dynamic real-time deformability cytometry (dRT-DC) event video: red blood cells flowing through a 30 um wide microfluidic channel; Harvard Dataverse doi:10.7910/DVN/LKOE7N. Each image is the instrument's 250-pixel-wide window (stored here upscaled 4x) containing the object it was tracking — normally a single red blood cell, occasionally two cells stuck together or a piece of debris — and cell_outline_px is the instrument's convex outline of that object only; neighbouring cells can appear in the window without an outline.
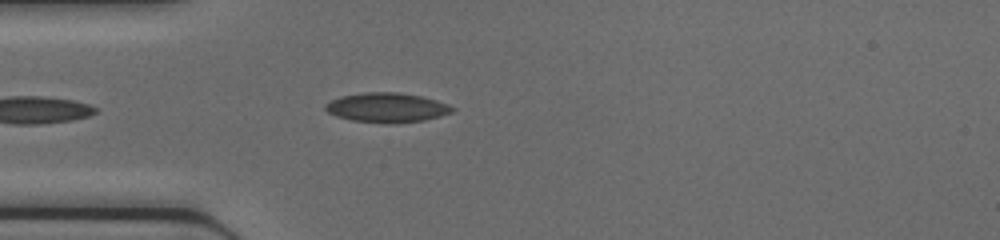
{"species": "common noctule bat (a hibernating species)", "species_latin": "Nyctalus noctula", "temperature_condition": "cold", "stored_images_in_passage": 20, "camera_frame_rate_fps": 3000, "um_per_image_px": 0.085, "animal": {"sex": "female", "body_mass_g": 17.0, "forearm_length_mm": 48.0}, "frame": {"image": 1, "passage_image": 1, "time_ms": 0.0, "image_size_px": [1000, 240], "cell_outline_px": [[456, 108], [452, 112], [440, 116], [424, 120], [392, 124], [388, 124], [352, 120], [336, 116], [328, 112], [324, 108], [324, 104], [340, 96], [364, 92], [396, 92], [420, 96], [436, 100], [448, 104]], "centroid_in_image_um": [32.88, 9.15], "position_along_channel_um": 52.1, "area_um2": 21.91}}
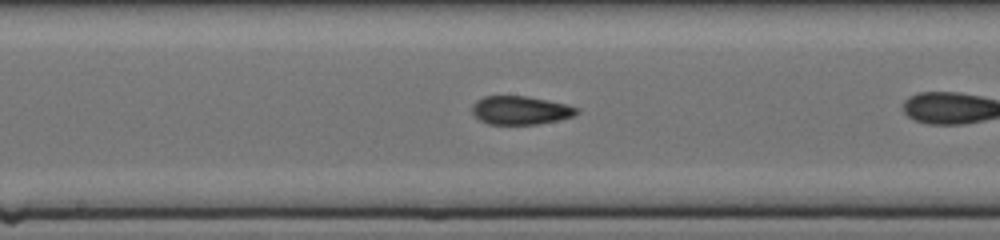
{"frame": {"image": 2, "passage_image": 9, "time_ms": 2.667, "image_size_px": [1000, 240], "cell_outline_px": [[580, 112], [572, 116], [560, 120], [540, 124], [488, 124], [480, 120], [472, 112], [472, 104], [476, 100], [484, 96], [524, 96], [564, 104], [580, 108]], "centroid_in_image_um": [44.23, 9.38], "position_along_channel_um": 204.0, "area_um2": 17.28}}
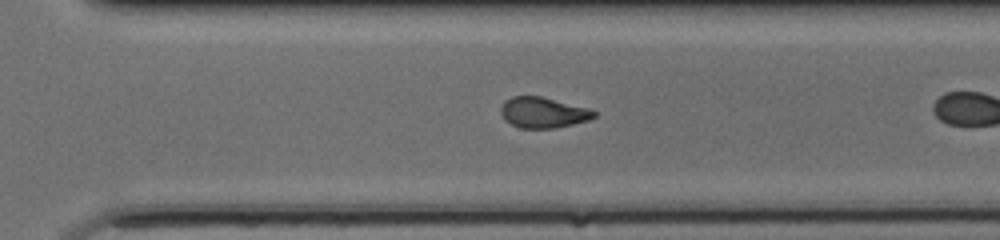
{"frame": {"image": 3, "passage_image": 17, "time_ms": 5.333, "image_size_px": [1000, 240], "cell_outline_px": [[596, 116], [588, 120], [556, 128], [520, 128], [504, 120], [500, 112], [500, 108], [504, 100], [512, 96], [540, 96], [588, 108], [596, 112]], "centroid_in_image_um": [46.13, 9.56], "position_along_channel_um": 324.5, "area_um2": 16.65}}